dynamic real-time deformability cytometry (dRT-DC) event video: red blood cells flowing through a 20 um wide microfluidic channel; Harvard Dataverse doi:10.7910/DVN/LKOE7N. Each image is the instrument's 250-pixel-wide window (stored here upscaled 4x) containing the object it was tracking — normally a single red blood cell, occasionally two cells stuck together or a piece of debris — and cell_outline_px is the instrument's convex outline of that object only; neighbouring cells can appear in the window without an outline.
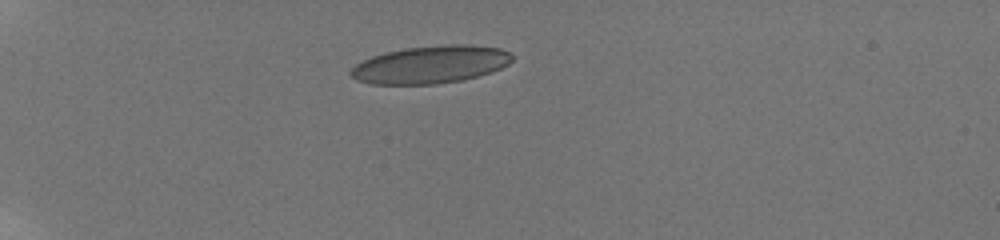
{"species": "human", "species_latin": "Homo sapiens", "temperature_condition": "room temperature", "stored_images_in_passage": 6, "camera_frame_rate_fps": 3000, "um_per_image_px": 0.085, "donor": {"sex": "male"}, "frame": {"image": 1, "passage_image": 1, "time_ms": 0.0, "image_size_px": [1000, 240], "cell_outline_px": [[512, 60], [508, 64], [492, 72], [464, 80], [436, 84], [372, 84], [356, 80], [348, 72], [356, 64], [372, 56], [384, 52], [408, 48], [452, 44], [468, 44], [500, 48], [508, 52], [512, 56]], "centroid_in_image_um": [36.6, 5.49], "position_along_channel_um": 48.4, "area_um2": 35.32}}